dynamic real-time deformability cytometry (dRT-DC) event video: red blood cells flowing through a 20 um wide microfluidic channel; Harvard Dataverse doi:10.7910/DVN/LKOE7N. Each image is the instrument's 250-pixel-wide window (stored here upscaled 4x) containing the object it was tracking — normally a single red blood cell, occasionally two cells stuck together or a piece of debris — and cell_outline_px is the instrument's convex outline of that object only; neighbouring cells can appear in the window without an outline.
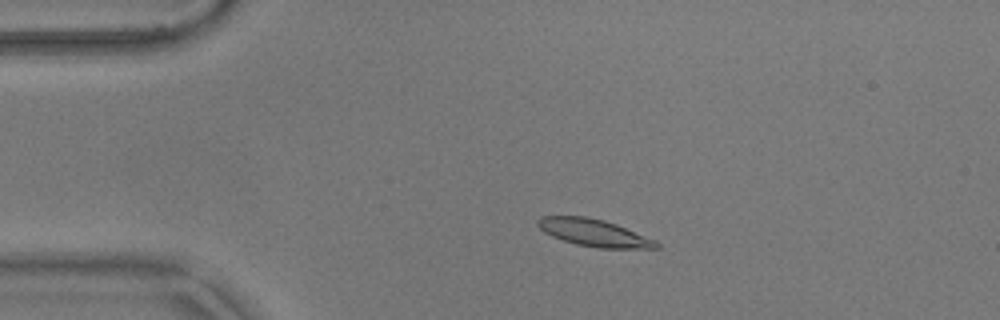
{"species": "common noctule bat (a hibernating species)", "species_latin": "Nyctalus noctula", "temperature_condition": "warm", "stored_images_in_passage": 53, "camera_frame_rate_fps": 3000, "um_per_image_px": 0.085, "animal": {"sex": "male", "body_mass_g": 17.9}, "frame": {"image": 1, "passage_image": 9, "time_ms": 2.667, "image_size_px": [1000, 320], "cell_outline_px": [[660, 248], [600, 248], [576, 244], [552, 236], [544, 232], [536, 224], [536, 220], [540, 216], [588, 216], [604, 220], [616, 224], [656, 240], [660, 244]], "centroid_in_image_um": [50.48, 19.77], "position_along_channel_um": 34.5, "area_um2": 18.79}}
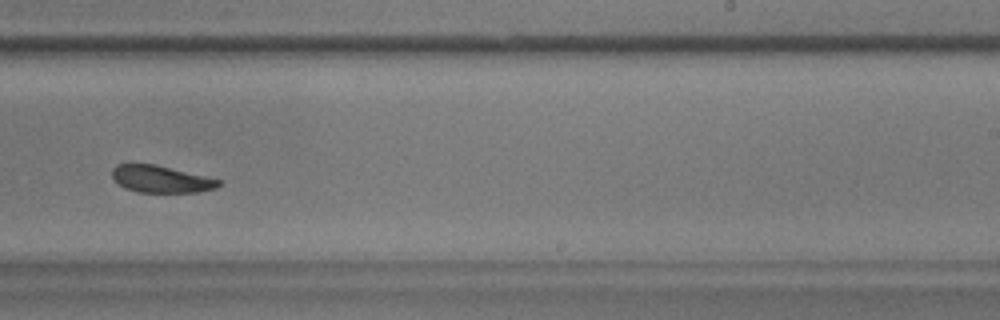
{"frame": {"image": 2, "passage_image": 32, "time_ms": 10.333, "image_size_px": [1000, 320], "cell_outline_px": [[220, 184], [216, 188], [196, 192], [140, 192], [124, 188], [112, 176], [112, 168], [116, 164], [156, 164], [220, 180]], "centroid_in_image_um": [13.66, 15.22], "position_along_channel_um": 275.3, "area_um2": 16.53}}
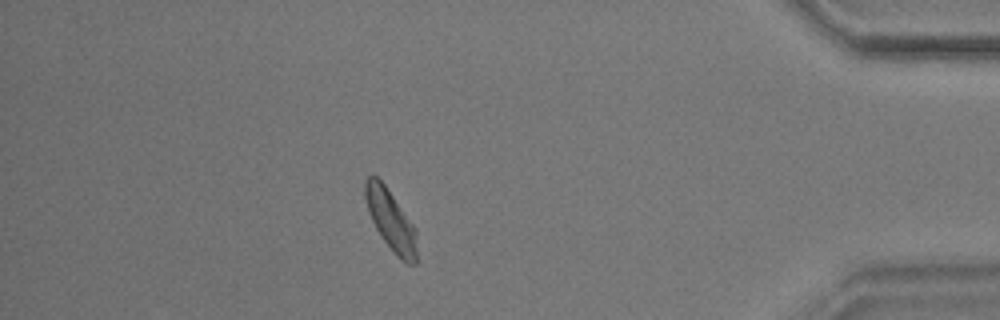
{"frame": {"image": 3, "passage_image": 46, "time_ms": 15.0, "image_size_px": [1000, 320], "cell_outline_px": [[416, 264], [408, 264], [400, 260], [396, 256], [384, 240], [376, 228], [368, 212], [364, 196], [364, 180], [372, 172], [384, 184], [416, 228]], "centroid_in_image_um": [33.19, 18.7], "position_along_channel_um": 402.0, "area_um2": 18.26}, "authors_computed_cell_mechanics": {"area_um2": 18.207, "velocity_mm_per_s": 3.6418, "shape_relaxation_time_tau1_ms": 5.797, "shape_relaxation_time_tau2_ms": 4.2964, "deformation_change_tau1": 0.1317, "deformation_change_tau2": 0.0972}}